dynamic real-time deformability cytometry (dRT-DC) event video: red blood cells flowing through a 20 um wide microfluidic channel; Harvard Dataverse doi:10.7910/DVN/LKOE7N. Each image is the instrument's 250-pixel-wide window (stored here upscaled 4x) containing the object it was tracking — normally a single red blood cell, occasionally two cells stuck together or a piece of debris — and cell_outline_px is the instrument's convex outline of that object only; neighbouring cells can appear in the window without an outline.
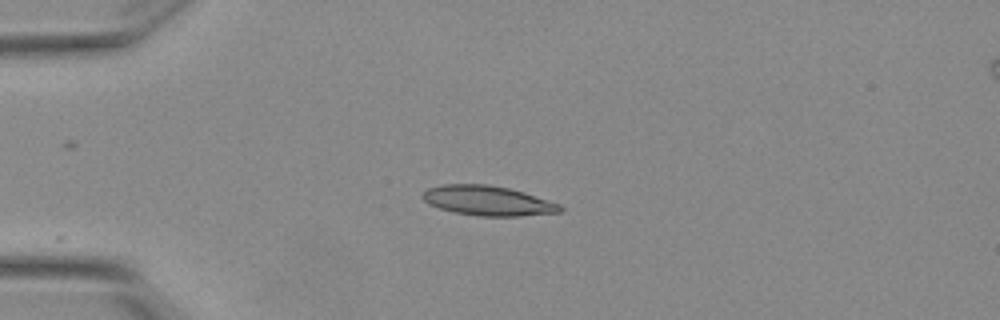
{"species": "Egyptian fruit bat (a non-hibernating species)", "species_latin": "Rousettus aegyptiacus", "temperature_condition": "warm", "stored_images_in_passage": 10, "camera_frame_rate_fps": 3000, "um_per_image_px": 0.085, "animal": {"sex": "female"}, "frame": {"image": 1, "passage_image": 1, "time_ms": 0.0, "image_size_px": [1000, 320], "cell_outline_px": [[564, 208], [560, 212], [520, 216], [480, 216], [456, 212], [440, 208], [428, 204], [424, 200], [424, 192], [428, 188], [444, 184], [488, 184], [508, 188], [524, 192], [560, 204]], "centroid_in_image_um": [41.49, 17.06], "position_along_channel_um": 43.5, "area_um2": 23.64}}
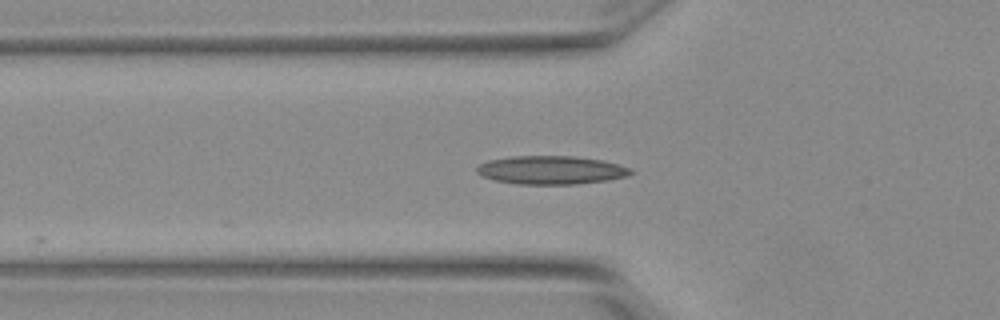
{"frame": {"image": 2, "passage_image": 6, "time_ms": 1.667, "image_size_px": [1000, 320], "cell_outline_px": [[632, 172], [624, 176], [608, 180], [576, 184], [520, 184], [492, 180], [476, 172], [476, 168], [480, 164], [488, 160], [512, 156], [572, 156], [600, 160], [616, 164], [628, 168]], "centroid_in_image_um": [46.77, 14.45], "position_along_channel_um": 79.0, "area_um2": 25.14}}
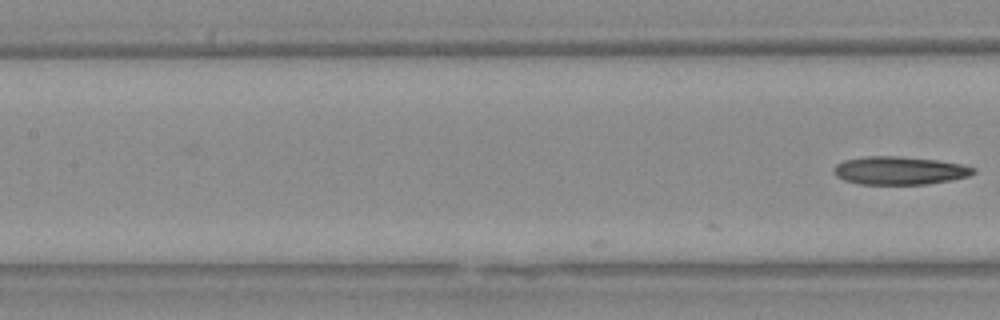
{"frame": {"image": 3, "passage_image": 10, "time_ms": 3.0, "image_size_px": [1000, 320], "cell_outline_px": [[976, 172], [968, 176], [948, 180], [924, 184], [860, 184], [844, 180], [836, 176], [832, 172], [832, 168], [836, 164], [844, 160], [864, 156], [896, 156], [936, 160], [960, 164], [976, 168]], "centroid_in_image_um": [76.4, 14.49], "position_along_channel_um": 131.0, "area_um2": 22.77}}